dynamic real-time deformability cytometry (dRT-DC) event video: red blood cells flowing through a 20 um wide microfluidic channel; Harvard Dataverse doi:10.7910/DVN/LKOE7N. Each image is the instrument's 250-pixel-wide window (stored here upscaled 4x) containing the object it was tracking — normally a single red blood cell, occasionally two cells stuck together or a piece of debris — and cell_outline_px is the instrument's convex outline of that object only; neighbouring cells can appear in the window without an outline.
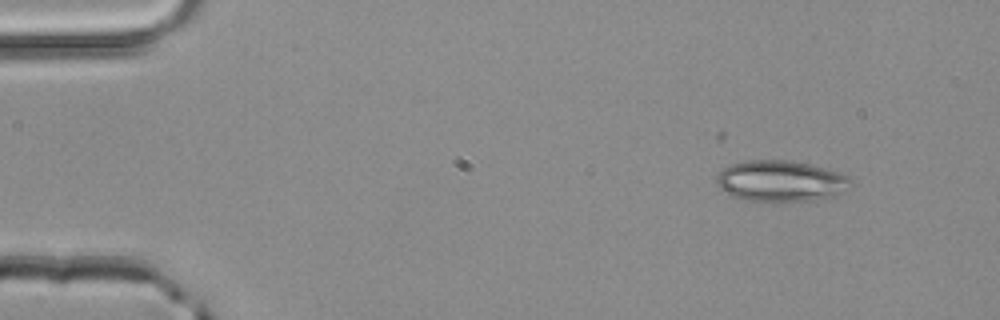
{"species": "common noctule bat (a hibernating species)", "species_latin": "Nyctalus noctula", "temperature_condition": "room temperature", "stored_images_in_passage": 5, "camera_frame_rate_fps": 3000, "um_per_image_px": 0.085, "animal": {"sex": "male", "body_mass_g": 20.4}, "frame": {"image": 1, "passage_image": 2, "time_ms": 0.333, "image_size_px": [1000, 320], "cell_outline_px": [[852, 184], [844, 192], [836, 196], [816, 200], [784, 204], [776, 204], [744, 200], [728, 196], [716, 184], [716, 176], [728, 164], [744, 160], [788, 160], [808, 164], [840, 172], [848, 176], [852, 180]], "centroid_in_image_um": [66.35, 15.44], "position_along_channel_um": 18.7, "area_um2": 33.47}}